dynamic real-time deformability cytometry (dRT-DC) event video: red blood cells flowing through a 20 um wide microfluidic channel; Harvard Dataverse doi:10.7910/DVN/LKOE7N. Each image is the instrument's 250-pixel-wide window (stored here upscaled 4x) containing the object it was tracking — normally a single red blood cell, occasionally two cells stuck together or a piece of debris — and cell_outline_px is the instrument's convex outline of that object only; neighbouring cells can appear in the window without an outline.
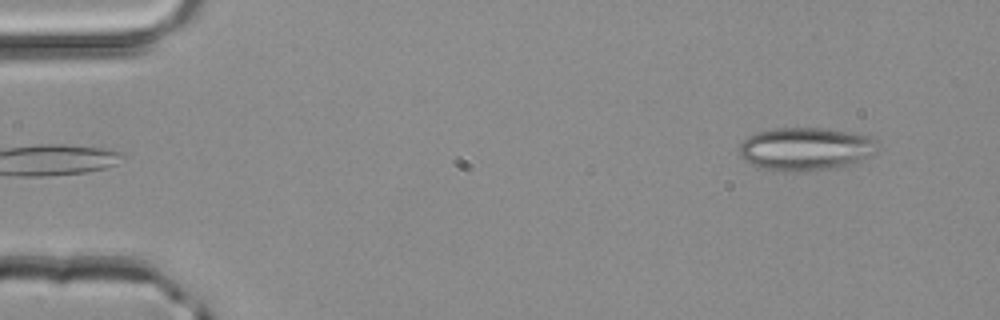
{"species": "common noctule bat (a hibernating species)", "species_latin": "Nyctalus noctula", "temperature_condition": "room temperature", "stored_images_in_passage": 2, "camera_frame_rate_fps": 3000, "um_per_image_px": 0.085, "animal": {"sex": "male", "body_mass_g": 20.4}, "frame": {"image": 1, "passage_image": 2, "time_ms": 0.333, "image_size_px": [1000, 320], "cell_outline_px": [[876, 152], [860, 160], [848, 164], [828, 168], [804, 172], [784, 172], [760, 168], [748, 164], [740, 156], [740, 144], [748, 136], [756, 132], [772, 128], [824, 128], [856, 132], [876, 136]], "centroid_in_image_um": [68.46, 12.64], "position_along_channel_um": 16.5, "area_um2": 35.14}}